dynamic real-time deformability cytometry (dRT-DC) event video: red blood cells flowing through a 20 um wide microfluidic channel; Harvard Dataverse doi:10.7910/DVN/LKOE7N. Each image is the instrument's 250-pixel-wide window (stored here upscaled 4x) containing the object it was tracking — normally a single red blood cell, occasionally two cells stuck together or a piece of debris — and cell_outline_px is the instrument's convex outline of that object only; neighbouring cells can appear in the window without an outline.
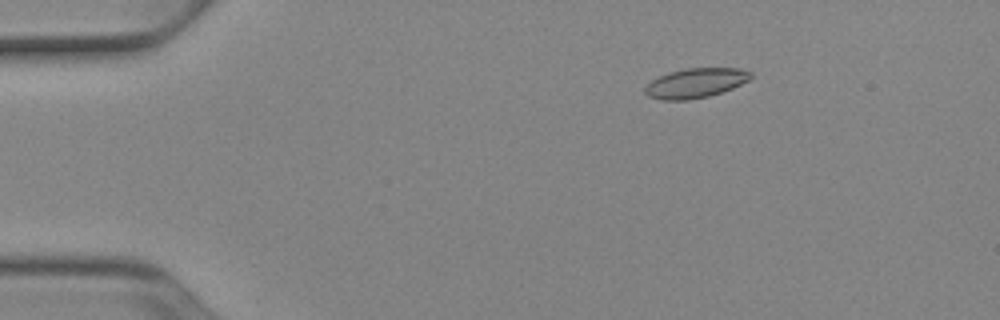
{"species": "Egyptian fruit bat (a non-hibernating species)", "species_latin": "Rousettus aegyptiacus", "temperature_condition": "cold", "stored_images_in_passage": 53, "camera_frame_rate_fps": 3000, "um_per_image_px": 0.085, "animal": {"sex": "female"}, "frame": {"image": 1, "passage_image": 9, "time_ms": 2.667, "image_size_px": [1000, 320], "cell_outline_px": [[752, 76], [748, 80], [732, 88], [708, 96], [688, 100], [660, 100], [648, 96], [644, 92], [644, 88], [652, 80], [668, 72], [684, 68], [740, 68], [752, 72]], "centroid_in_image_um": [59.1, 7.05], "position_along_channel_um": 25.9, "area_um2": 18.21}}
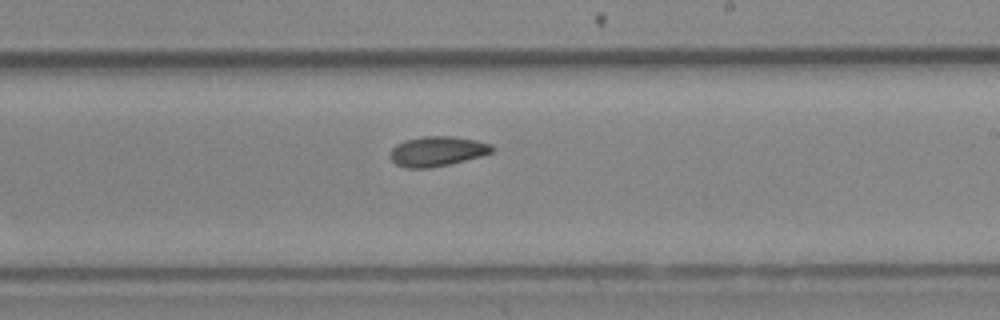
{"frame": {"image": 2, "passage_image": 32, "time_ms": 10.333, "image_size_px": [1000, 320], "cell_outline_px": [[496, 148], [492, 152], [480, 156], [448, 164], [428, 168], [404, 168], [396, 164], [392, 160], [392, 148], [396, 144], [404, 140], [424, 136], [452, 136], [476, 140], [492, 144]], "centroid_in_image_um": [37.18, 12.85], "position_along_channel_um": 251.8, "area_um2": 17.63}}
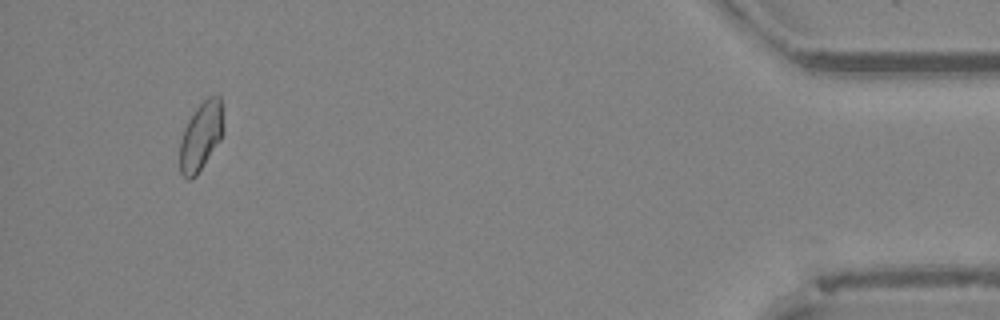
{"frame": {"image": 3, "passage_image": 50, "time_ms": 16.333, "image_size_px": [1000, 320], "cell_outline_px": [[224, 132], [220, 140], [196, 176], [188, 180], [180, 172], [180, 140], [184, 128], [188, 120], [196, 108], [208, 96], [220, 96], [224, 128]], "centroid_in_image_um": [17.08, 11.57], "position_along_channel_um": 418.1, "area_um2": 17.34}, "authors_computed_cell_mechanics": {"area_um2": 17.8024, "velocity_mm_per_s": 3.9007, "shape_relaxation_time_tau1_ms": null, "shape_relaxation_time_tau2_ms": 3.7336, "deformation_change_tau1": null, "deformation_change_tau2": 0.0671}}